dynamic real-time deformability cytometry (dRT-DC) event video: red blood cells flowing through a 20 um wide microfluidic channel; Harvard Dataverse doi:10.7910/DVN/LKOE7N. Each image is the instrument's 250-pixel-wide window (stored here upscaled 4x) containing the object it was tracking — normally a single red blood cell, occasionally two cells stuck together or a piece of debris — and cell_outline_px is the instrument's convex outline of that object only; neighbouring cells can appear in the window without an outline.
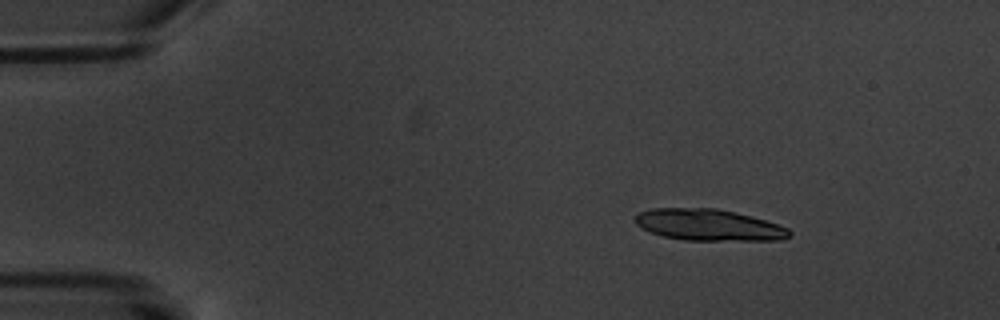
{"species": "common noctule bat (a hibernating species)", "species_latin": "Nyctalus noctula", "temperature_condition": "warm", "stored_images_in_passage": 4, "camera_frame_rate_fps": 3000, "um_per_image_px": 0.085, "animal": {"sex": "male", "body_mass_g": 20.1, "forearm_length_mm": 53.5}, "frame": {"image": 1, "passage_image": 2, "time_ms": 1.0, "image_size_px": [1000, 320], "cell_outline_px": [[792, 236], [780, 240], [684, 240], [664, 236], [652, 232], [636, 224], [632, 220], [640, 212], [652, 208], [716, 208], [736, 212], [752, 216], [788, 228], [792, 232]], "centroid_in_image_um": [60.26, 19.11], "position_along_channel_um": 24.7, "area_um2": 28.21}}